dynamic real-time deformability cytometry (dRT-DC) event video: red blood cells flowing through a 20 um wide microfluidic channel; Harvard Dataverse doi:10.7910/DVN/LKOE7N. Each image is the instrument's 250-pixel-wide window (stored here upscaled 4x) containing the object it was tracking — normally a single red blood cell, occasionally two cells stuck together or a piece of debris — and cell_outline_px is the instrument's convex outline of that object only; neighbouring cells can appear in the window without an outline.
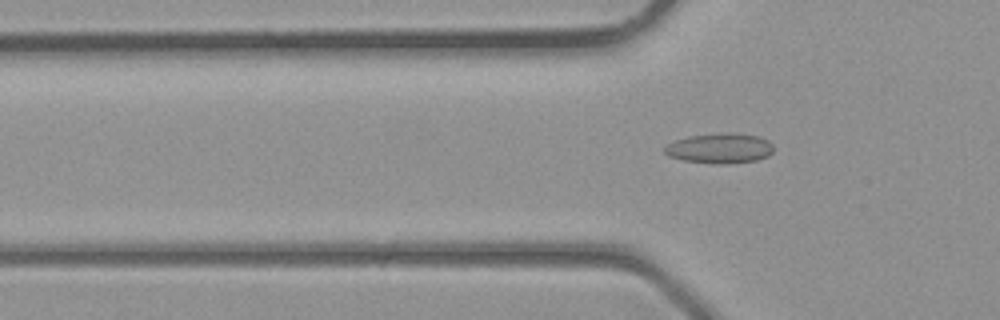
{"species": "common noctule bat (a hibernating species)", "species_latin": "Nyctalus noctula", "temperature_condition": "room temperature", "stored_images_in_passage": 5, "camera_frame_rate_fps": 3000, "um_per_image_px": 0.085, "animal": {"sex": "male", "body_mass_g": 23.1, "forearm_length_mm": 52.7}, "frame": {"image": 1, "passage_image": 4, "time_ms": 1.0, "image_size_px": [1000, 320], "cell_outline_px": [[772, 152], [768, 156], [756, 160], [684, 160], [668, 156], [664, 152], [664, 148], [668, 144], [676, 140], [692, 136], [720, 132], [736, 132], [760, 136], [768, 140], [772, 144]], "centroid_in_image_um": [61.21, 12.52], "position_along_channel_um": 64.6, "area_um2": 18.03}}
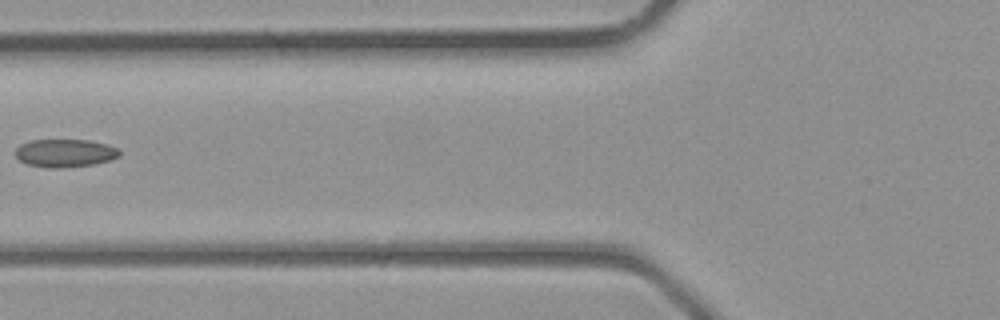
{"frame": {"image": 2, "passage_image": 5, "time_ms": 1.333, "image_size_px": [1000, 320], "cell_outline_px": [[120, 156], [108, 160], [92, 164], [56, 168], [52, 168], [28, 164], [20, 160], [16, 156], [16, 148], [20, 144], [32, 140], [88, 140], [108, 144], [116, 148], [120, 152]], "centroid_in_image_um": [5.52, 13.0], "position_along_channel_um": 120.3, "area_um2": 16.7}}